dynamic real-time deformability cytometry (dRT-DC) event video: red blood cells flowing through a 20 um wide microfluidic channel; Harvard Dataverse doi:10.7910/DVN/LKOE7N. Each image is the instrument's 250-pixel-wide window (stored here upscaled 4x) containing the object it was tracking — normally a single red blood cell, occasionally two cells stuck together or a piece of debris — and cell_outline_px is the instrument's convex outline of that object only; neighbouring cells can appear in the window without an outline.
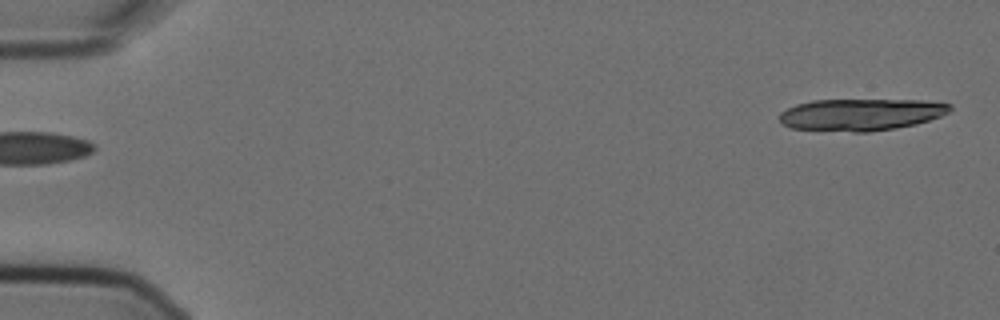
{"species": "Egyptian fruit bat (a non-hibernating species)", "species_latin": "Rousettus aegyptiacus", "temperature_condition": "cold", "stored_images_in_passage": 3, "segment_of_instrument_passage": [2, 2], "camera_frame_rate_fps": 3000, "um_per_image_px": 0.085, "animal": {"sex": "female"}, "frame": {"image": 1, "passage_image": 3, "time_ms": 0.667, "image_size_px": [1000, 320], "cell_outline_px": [[952, 108], [948, 112], [940, 116], [916, 124], [896, 128], [868, 132], [852, 132], [792, 128], [780, 124], [780, 112], [796, 104], [812, 100], [924, 100], [952, 104]], "centroid_in_image_um": [73.17, 9.73], "position_along_channel_um": 11.8, "area_um2": 31.79}}